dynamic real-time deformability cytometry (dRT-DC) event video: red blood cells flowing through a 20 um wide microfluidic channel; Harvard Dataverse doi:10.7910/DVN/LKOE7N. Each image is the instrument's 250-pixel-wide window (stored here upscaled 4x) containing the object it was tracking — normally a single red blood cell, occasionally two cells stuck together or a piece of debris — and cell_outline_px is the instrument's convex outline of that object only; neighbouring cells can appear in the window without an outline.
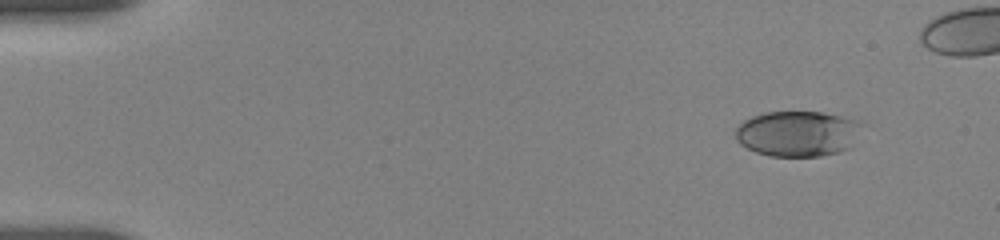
{"species": "human", "species_latin": "Homo sapiens", "temperature_condition": "room temperature", "stored_images_in_passage": 10, "camera_frame_rate_fps": 3000, "um_per_image_px": 0.085, "donor": {"sex": "female"}, "frame": {"image": 1, "passage_image": 1, "time_ms": 0.0, "image_size_px": [1000, 240], "cell_outline_px": [[864, 124], [852, 148], [840, 152], [820, 156], [768, 156], [756, 152], [740, 144], [736, 140], [736, 128], [744, 120], [752, 116], [764, 112], [824, 112], [864, 120]], "centroid_in_image_um": [67.89, 11.35], "position_along_channel_um": 17.1, "area_um2": 34.28}}
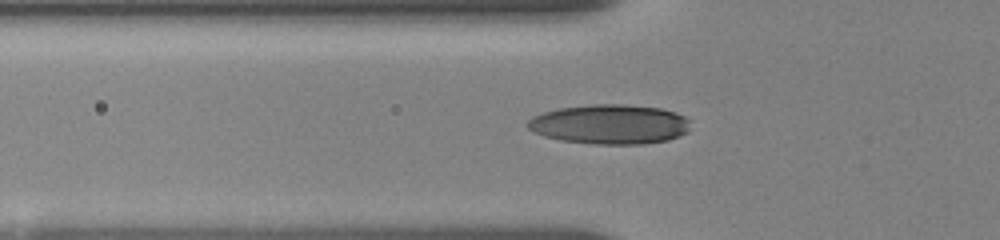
{"frame": {"image": 2, "passage_image": 6, "time_ms": 4.667, "image_size_px": [1000, 240], "cell_outline_px": [[688, 132], [680, 136], [668, 140], [644, 144], [596, 144], [560, 140], [544, 136], [528, 128], [528, 120], [532, 116], [544, 112], [560, 108], [592, 104], [624, 104], [660, 108], [684, 116], [688, 120]], "centroid_in_image_um": [51.83, 10.56], "position_along_channel_um": 74.0, "area_um2": 37.45}}
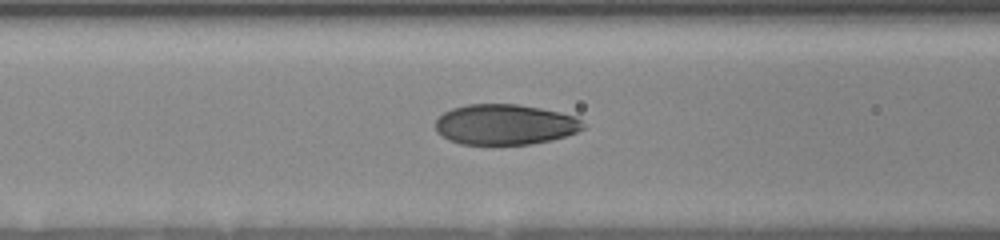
{"frame": {"image": 3, "passage_image": 9, "time_ms": 6.0, "image_size_px": [1000, 240], "cell_outline_px": [[584, 128], [576, 132], [552, 140], [532, 144], [460, 144], [448, 140], [436, 132], [436, 120], [444, 112], [452, 108], [468, 104], [516, 104], [540, 108], [560, 112], [576, 116], [584, 124]], "centroid_in_image_um": [42.91, 10.58], "position_along_channel_um": 123.7, "area_um2": 34.85}}